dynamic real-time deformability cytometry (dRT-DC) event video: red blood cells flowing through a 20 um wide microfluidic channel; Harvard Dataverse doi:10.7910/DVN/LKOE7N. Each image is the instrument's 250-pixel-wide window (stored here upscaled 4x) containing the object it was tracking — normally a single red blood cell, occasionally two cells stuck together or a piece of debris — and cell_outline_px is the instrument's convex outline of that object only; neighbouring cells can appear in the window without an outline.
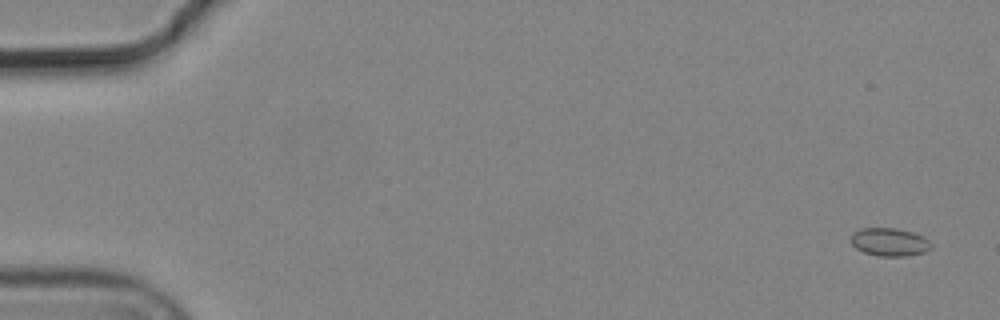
{"species": "common noctule bat (a hibernating species)", "species_latin": "Nyctalus noctula", "temperature_condition": "cold", "stored_images_in_passage": 7, "camera_frame_rate_fps": 3000, "um_per_image_px": 0.085, "animal": {"sex": "male", "body_mass_g": 19.2, "forearm_length_mm": 51.8}, "frame": {"image": 1, "passage_image": 1, "time_ms": 0.0, "image_size_px": [1000, 320], "cell_outline_px": [[932, 248], [924, 252], [908, 256], [880, 256], [864, 252], [856, 248], [852, 244], [852, 232], [860, 228], [896, 228], [912, 232], [924, 236], [932, 244]], "centroid_in_image_um": [75.63, 20.57], "position_along_channel_um": 9.4, "area_um2": 13.18}}
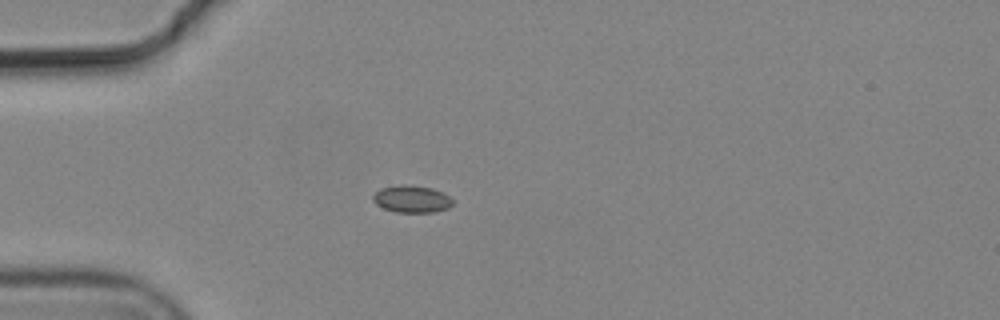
{"frame": {"image": 2, "passage_image": 5, "time_ms": 1.333, "image_size_px": [1000, 320], "cell_outline_px": [[452, 204], [448, 208], [436, 212], [396, 212], [384, 208], [376, 204], [372, 200], [372, 196], [380, 188], [400, 184], [404, 184], [432, 188], [444, 192], [452, 200]], "centroid_in_image_um": [34.99, 16.91], "position_along_channel_um": 50.0, "area_um2": 12.66}}
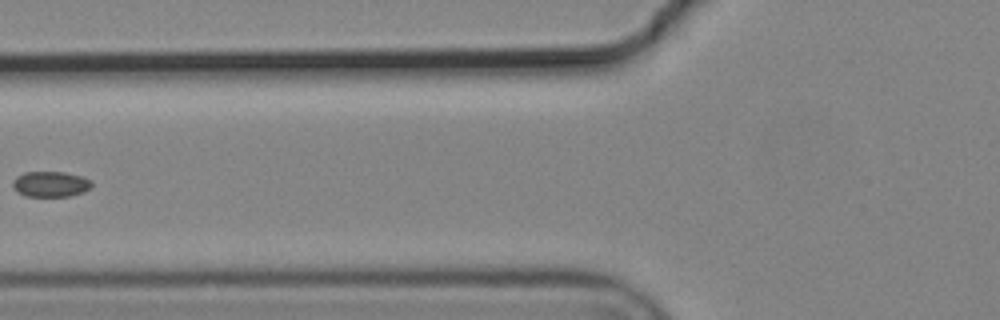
{"frame": {"image": 3, "passage_image": 7, "time_ms": 2.0, "image_size_px": [1000, 320], "cell_outline_px": [[92, 184], [84, 192], [68, 196], [24, 196], [16, 192], [12, 188], [12, 180], [16, 176], [24, 172], [64, 172], [80, 176], [92, 180]], "centroid_in_image_um": [4.24, 15.65], "position_along_channel_um": 121.6, "area_um2": 11.85}}